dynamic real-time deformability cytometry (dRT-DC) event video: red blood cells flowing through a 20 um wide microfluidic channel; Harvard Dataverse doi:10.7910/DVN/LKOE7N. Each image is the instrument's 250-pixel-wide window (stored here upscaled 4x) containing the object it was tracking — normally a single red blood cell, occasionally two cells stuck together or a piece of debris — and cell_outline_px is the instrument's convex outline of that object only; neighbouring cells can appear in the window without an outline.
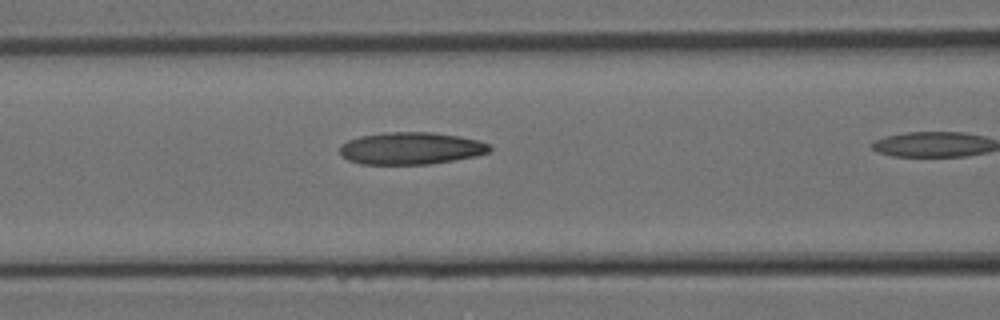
{"species": "Egyptian fruit bat (a non-hibernating species)", "species_latin": "Rousettus aegyptiacus", "temperature_condition": "room temperature", "stored_images_in_passage": 12, "camera_frame_rate_fps": 3000, "um_per_image_px": 0.085, "animal": {"sex": "female"}, "frame": {"image": 1, "passage_image": 10, "time_ms": 3.0, "image_size_px": [1000, 320], "cell_outline_px": [[492, 148], [488, 152], [476, 156], [428, 164], [360, 164], [348, 160], [340, 156], [340, 144], [348, 140], [360, 136], [384, 132], [432, 132], [480, 140], [492, 144]], "centroid_in_image_um": [34.91, 12.6], "position_along_channel_um": 131.7, "area_um2": 28.26}}